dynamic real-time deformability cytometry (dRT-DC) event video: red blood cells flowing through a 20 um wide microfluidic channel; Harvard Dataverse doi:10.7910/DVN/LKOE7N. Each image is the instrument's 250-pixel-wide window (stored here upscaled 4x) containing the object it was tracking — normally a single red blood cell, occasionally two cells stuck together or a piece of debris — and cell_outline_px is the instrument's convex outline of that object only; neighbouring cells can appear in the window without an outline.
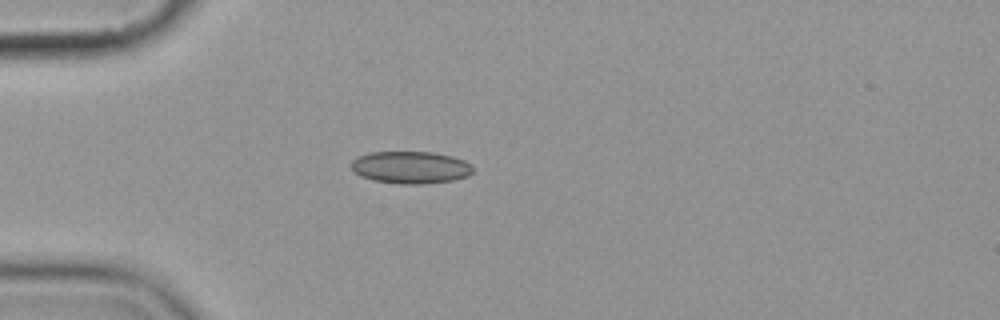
{"species": "common noctule bat (a hibernating species)", "species_latin": "Nyctalus noctula", "temperature_condition": "cold", "stored_images_in_passage": 7, "camera_frame_rate_fps": 3000, "um_per_image_px": 0.085, "animal": {"sex": "female", "body_mass_g": 19.9}, "frame": {"image": 1, "passage_image": 4, "time_ms": 3.667, "image_size_px": [1000, 320], "cell_outline_px": [[472, 172], [468, 176], [452, 180], [424, 184], [400, 184], [372, 180], [360, 176], [352, 168], [352, 160], [356, 156], [368, 152], [432, 152], [452, 156], [464, 160], [472, 164]], "centroid_in_image_um": [34.89, 14.22], "position_along_channel_um": 50.1, "area_um2": 23.0}}
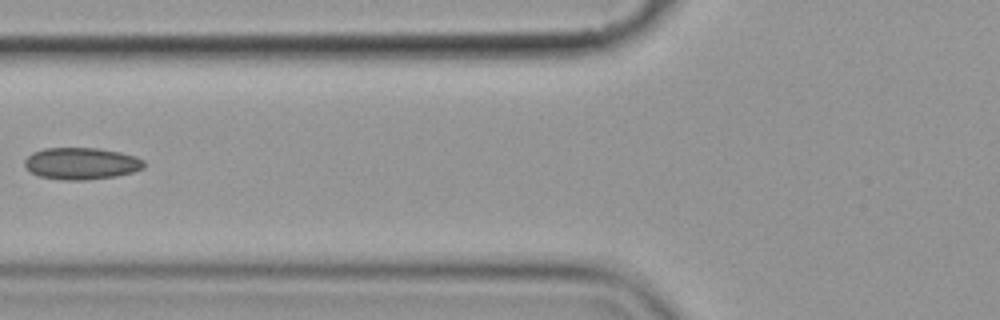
{"frame": {"image": 2, "passage_image": 6, "time_ms": 6.0, "image_size_px": [1000, 320], "cell_outline_px": [[144, 168], [132, 172], [116, 176], [88, 180], [60, 180], [40, 176], [32, 172], [24, 164], [24, 160], [32, 152], [44, 148], [96, 148], [120, 152], [136, 156], [144, 160]], "centroid_in_image_um": [6.92, 13.9], "position_along_channel_um": 118.9, "area_um2": 22.2}}
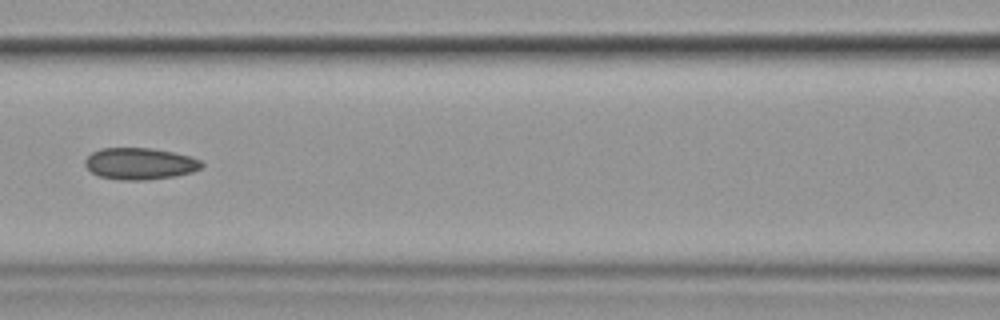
{"frame": {"image": 3, "passage_image": 7, "time_ms": 7.0, "image_size_px": [1000, 320], "cell_outline_px": [[204, 164], [200, 168], [192, 172], [176, 176], [144, 180], [120, 180], [100, 176], [92, 172], [84, 164], [84, 160], [92, 152], [100, 148], [152, 148], [192, 156], [200, 160]], "centroid_in_image_um": [11.9, 13.91], "position_along_channel_um": 154.7, "area_um2": 21.56}}